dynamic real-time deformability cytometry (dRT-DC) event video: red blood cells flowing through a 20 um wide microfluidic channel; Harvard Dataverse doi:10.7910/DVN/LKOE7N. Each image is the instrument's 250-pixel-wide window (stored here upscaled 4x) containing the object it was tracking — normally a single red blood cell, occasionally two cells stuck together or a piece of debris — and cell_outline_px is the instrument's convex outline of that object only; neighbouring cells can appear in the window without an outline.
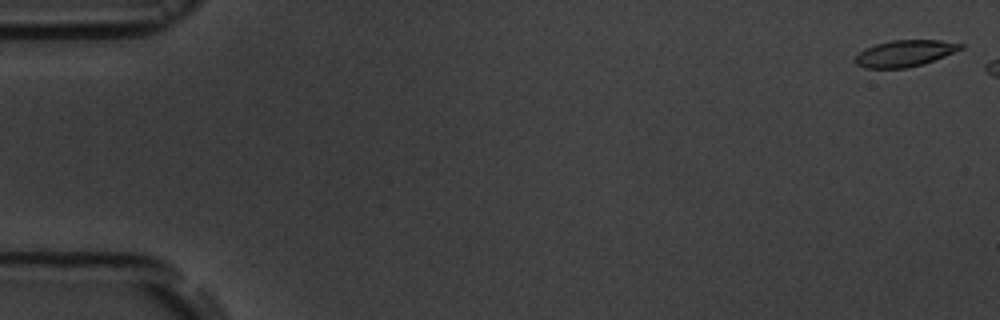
{"species": "common noctule bat (a hibernating species)", "species_latin": "Nyctalus noctula", "temperature_condition": "room temperature", "stored_images_in_passage": 3, "camera_frame_rate_fps": 3000, "um_per_image_px": 0.085, "animal": {"sex": "male", "body_mass_g": 19.5, "forearm_length_mm": 54.6}, "frame": {"image": 1, "passage_image": 1, "time_ms": 0.0, "image_size_px": [1000, 320], "cell_outline_px": [[964, 48], [924, 64], [908, 68], [864, 68], [856, 64], [852, 60], [864, 48], [876, 44], [892, 40], [940, 40], [964, 44]], "centroid_in_image_um": [76.89, 4.54], "position_along_channel_um": 8.1, "area_um2": 16.36}}